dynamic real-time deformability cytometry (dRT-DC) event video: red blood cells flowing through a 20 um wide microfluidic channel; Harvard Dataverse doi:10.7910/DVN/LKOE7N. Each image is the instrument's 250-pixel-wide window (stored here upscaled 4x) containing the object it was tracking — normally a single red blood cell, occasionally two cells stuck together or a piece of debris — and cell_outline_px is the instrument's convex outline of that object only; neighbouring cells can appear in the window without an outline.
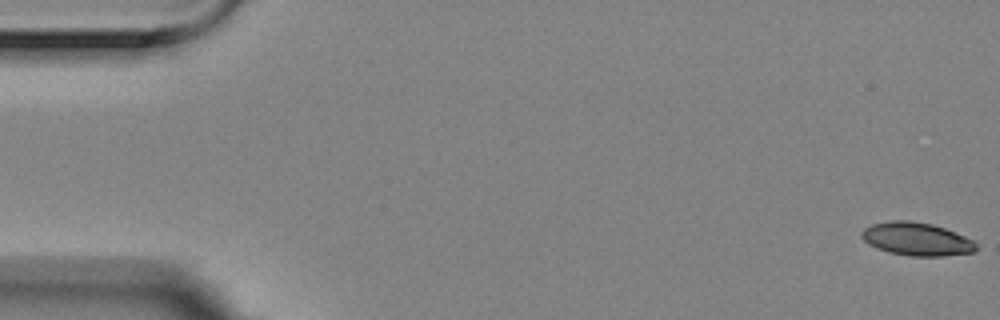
{"species": "Egyptian fruit bat (a non-hibernating species)", "species_latin": "Rousettus aegyptiacus", "temperature_condition": "room temperature", "stored_images_in_passage": 5, "camera_frame_rate_fps": 3000, "um_per_image_px": 0.085, "animal": {"sex": "female"}, "frame": {"image": 1, "passage_image": 1, "time_ms": 0.0, "image_size_px": [1000, 320], "cell_outline_px": [[976, 252], [944, 256], [908, 256], [888, 252], [876, 248], [868, 244], [860, 236], [860, 232], [864, 228], [872, 224], [888, 220], [908, 220], [932, 224], [944, 228], [976, 240]], "centroid_in_image_um": [77.91, 20.32], "position_along_channel_um": 7.1, "area_um2": 22.43}}
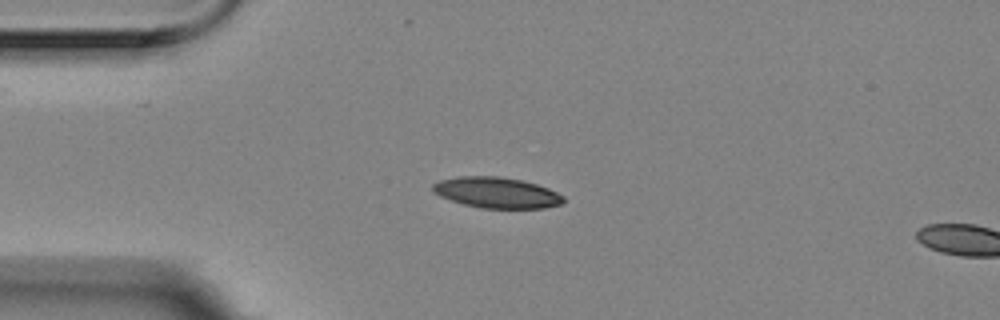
{"frame": {"image": 2, "passage_image": 4, "time_ms": 1.0, "image_size_px": [1000, 320], "cell_outline_px": [[564, 200], [560, 204], [544, 208], [480, 208], [464, 204], [440, 196], [432, 192], [432, 184], [440, 180], [456, 176], [500, 176], [520, 180], [536, 184], [548, 188], [564, 196]], "centroid_in_image_um": [42.19, 16.37], "position_along_channel_um": 42.8, "area_um2": 23.41}}